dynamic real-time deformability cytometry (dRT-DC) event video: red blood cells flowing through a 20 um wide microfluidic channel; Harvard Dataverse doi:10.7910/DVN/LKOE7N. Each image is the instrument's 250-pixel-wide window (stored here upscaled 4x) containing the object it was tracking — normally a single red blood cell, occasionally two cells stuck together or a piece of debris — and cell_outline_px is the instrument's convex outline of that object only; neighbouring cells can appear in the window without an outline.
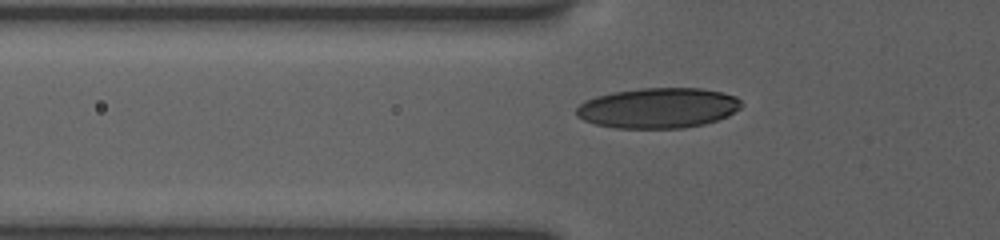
{"species": "human", "species_latin": "Homo sapiens", "temperature_condition": "room temperature", "stored_images_in_passage": 42, "camera_frame_rate_fps": 3000, "um_per_image_px": 0.085, "donor": {"sex": "female"}, "frame": {"image": 1, "passage_image": 6, "time_ms": 1.667, "image_size_px": [1000, 240], "cell_outline_px": [[744, 104], [740, 108], [728, 116], [704, 124], [684, 128], [616, 128], [596, 124], [584, 120], [576, 116], [576, 108], [584, 100], [596, 96], [612, 92], [640, 88], [700, 88], [720, 92], [736, 96]], "centroid_in_image_um": [55.93, 9.18], "position_along_channel_um": 69.9, "area_um2": 38.9}}
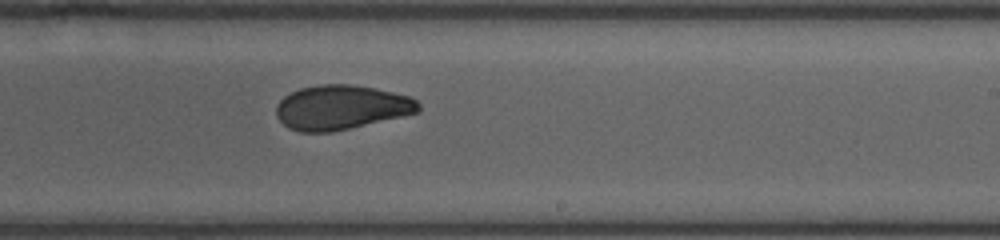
{"frame": {"image": 2, "passage_image": 21, "time_ms": 6.667, "image_size_px": [1000, 240], "cell_outline_px": [[420, 112], [332, 132], [300, 132], [288, 128], [276, 116], [276, 104], [284, 96], [300, 88], [320, 84], [352, 84], [376, 88], [412, 96], [420, 104]], "centroid_in_image_um": [29.01, 9.12], "position_along_channel_um": 260.0, "area_um2": 37.05}}
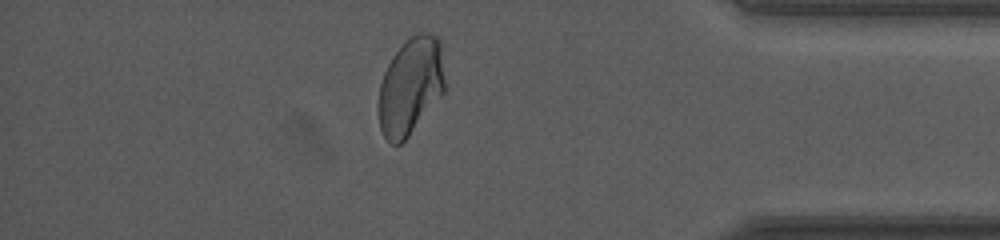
{"frame": {"image": 3, "passage_image": 34, "time_ms": 11.0, "image_size_px": [1000, 240], "cell_outline_px": [[444, 92], [408, 136], [400, 144], [392, 144], [384, 136], [380, 128], [376, 112], [376, 104], [380, 84], [384, 72], [392, 56], [416, 32], [428, 32], [436, 36], [440, 40], [444, 80]], "centroid_in_image_um": [34.86, 7.34], "position_along_channel_um": 400.3, "area_um2": 37.57}}